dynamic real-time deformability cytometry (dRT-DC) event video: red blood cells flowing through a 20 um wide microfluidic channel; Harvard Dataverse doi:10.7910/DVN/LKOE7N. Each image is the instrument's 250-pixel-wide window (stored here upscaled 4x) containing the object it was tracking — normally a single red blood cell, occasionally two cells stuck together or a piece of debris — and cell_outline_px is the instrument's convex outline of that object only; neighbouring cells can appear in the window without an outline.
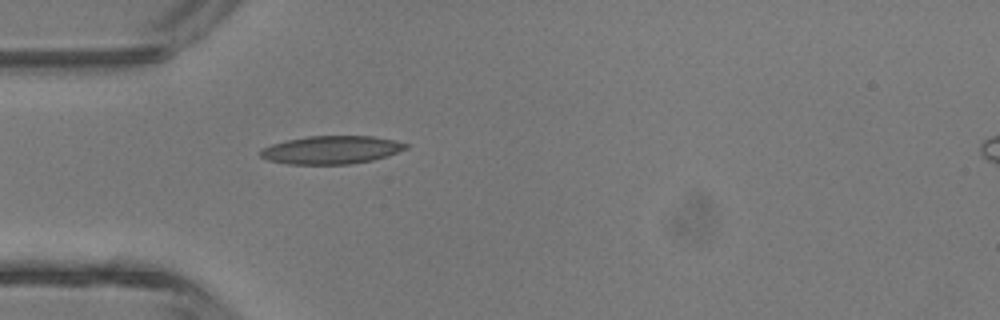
{"species": "common noctule bat (a hibernating species)", "species_latin": "Nyctalus noctula", "temperature_condition": "room temperature", "stored_images_in_passage": 1, "camera_frame_rate_fps": 3000, "um_per_image_px": 0.085, "animal": {"sex": "male", "body_mass_g": 13.3}, "frame": {"image": 1, "passage_image": 1, "time_ms": 0.0, "image_size_px": [1000, 320], "cell_outline_px": [[408, 148], [388, 156], [372, 160], [352, 164], [288, 164], [268, 160], [260, 156], [260, 152], [264, 148], [272, 144], [288, 140], [308, 136], [372, 136], [392, 140], [408, 144]], "centroid_in_image_um": [28.18, 12.74], "position_along_channel_um": 56.8, "area_um2": 23.64}}